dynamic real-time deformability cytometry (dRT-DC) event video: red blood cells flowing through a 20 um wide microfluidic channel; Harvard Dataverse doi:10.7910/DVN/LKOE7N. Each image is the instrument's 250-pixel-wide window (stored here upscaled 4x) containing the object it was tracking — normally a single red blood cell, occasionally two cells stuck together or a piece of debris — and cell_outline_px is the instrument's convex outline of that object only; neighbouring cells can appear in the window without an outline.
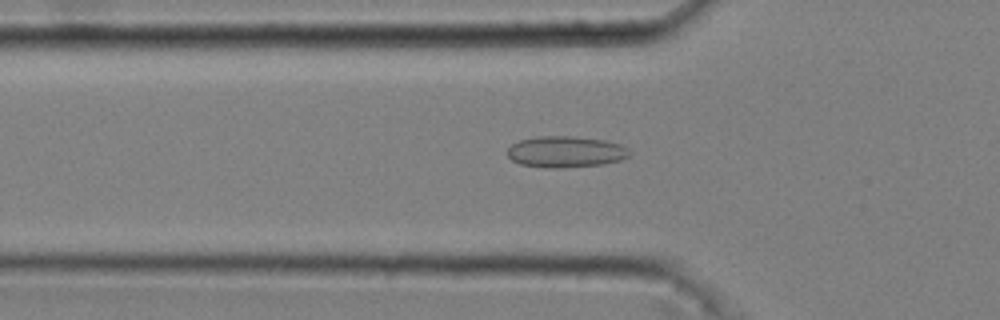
{"species": "common noctule bat (a hibernating species)", "species_latin": "Nyctalus noctula", "temperature_condition": "cold", "stored_images_in_passage": 51, "camera_frame_rate_fps": 3000, "um_per_image_px": 0.085, "animal": {"sex": "male", "body_mass_g": 20.4}, "frame": {"image": 1, "passage_image": 18, "time_ms": 5.667, "image_size_px": [1000, 320], "cell_outline_px": [[632, 152], [628, 156], [620, 160], [604, 164], [564, 168], [544, 168], [520, 164], [512, 160], [508, 156], [508, 148], [512, 144], [520, 140], [536, 136], [572, 136], [604, 140], [620, 144], [628, 148]], "centroid_in_image_um": [48.09, 12.91], "position_along_channel_um": 77.7, "area_um2": 22.43}}
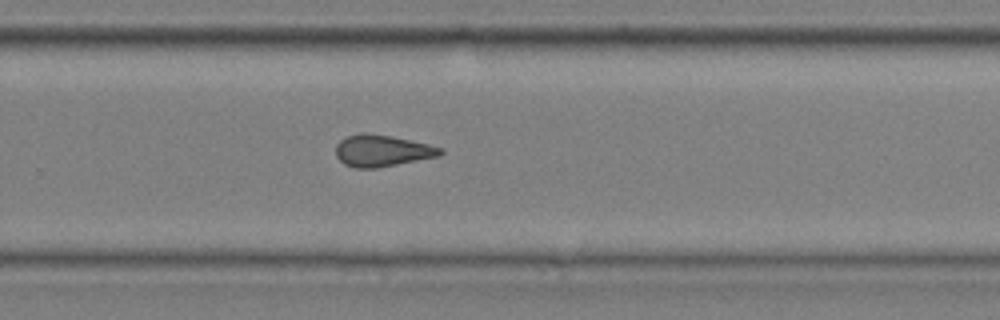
{"frame": {"image": 2, "passage_image": 36, "time_ms": 11.667, "image_size_px": [1000, 320], "cell_outline_px": [[444, 152], [440, 156], [376, 168], [356, 168], [344, 164], [336, 156], [336, 144], [340, 140], [348, 136], [360, 132], [368, 132], [392, 136], [428, 144], [444, 148]], "centroid_in_image_um": [32.48, 12.8], "position_along_channel_um": 297.3, "area_um2": 19.42}}
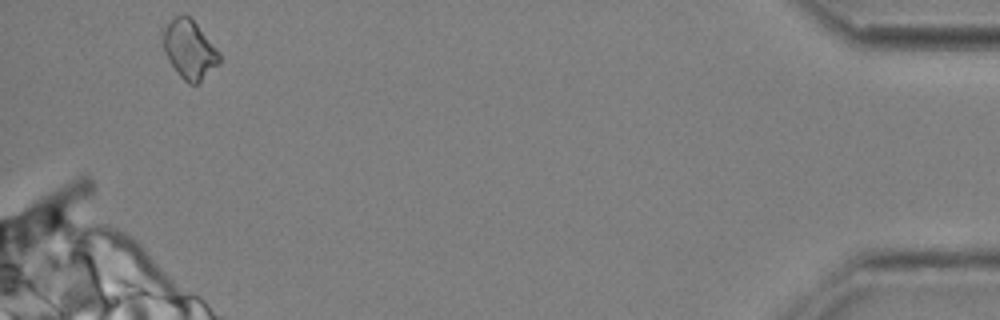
{"frame": {"image": 3, "passage_image": 51, "time_ms": 16.667, "image_size_px": [1000, 320], "cell_outline_px": [[220, 64], [196, 84], [188, 84], [180, 76], [168, 60], [164, 52], [164, 24], [176, 16], [184, 12], [196, 24], [220, 52]], "centroid_in_image_um": [16.1, 4.2], "position_along_channel_um": 419.1, "area_um2": 19.13}, "authors_computed_cell_mechanics": {"area_um2": 19.7098, "velocity_mm_per_s": 3.6524, "shape_relaxation_time_tau1_ms": null, "shape_relaxation_time_tau2_ms": 3.0932, "deformation_change_tau1": null, "deformation_change_tau2": 0.0979}}